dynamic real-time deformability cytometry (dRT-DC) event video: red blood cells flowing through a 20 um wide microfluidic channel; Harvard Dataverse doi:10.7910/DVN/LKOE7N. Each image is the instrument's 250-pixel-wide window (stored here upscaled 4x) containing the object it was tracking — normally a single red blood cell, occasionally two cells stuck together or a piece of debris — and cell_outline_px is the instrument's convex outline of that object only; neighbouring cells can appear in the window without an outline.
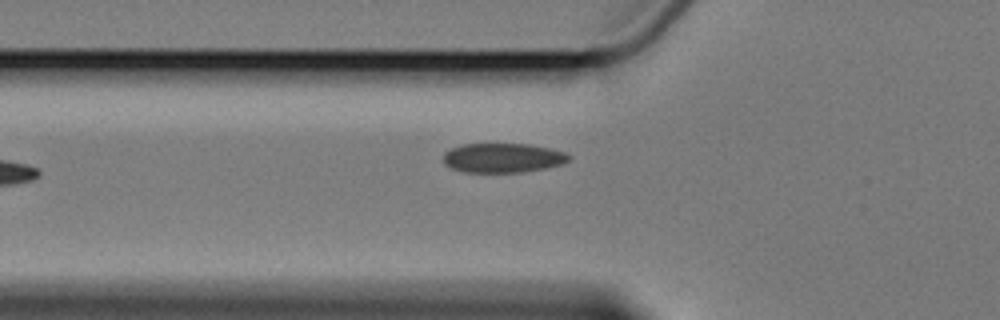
{"species": "Egyptian fruit bat (a non-hibernating species)", "species_latin": "Rousettus aegyptiacus", "temperature_condition": "cold", "stored_images_in_passage": 6, "camera_frame_rate_fps": 3000, "um_per_image_px": 0.085, "animal": {"sex": "female"}, "frame": {"image": 1, "passage_image": 6, "time_ms": 7.0, "image_size_px": [1000, 320], "cell_outline_px": [[572, 156], [568, 160], [560, 164], [544, 168], [520, 172], [464, 172], [452, 168], [444, 164], [444, 152], [452, 148], [464, 144], [528, 144], [552, 148], [564, 152]], "centroid_in_image_um": [42.73, 13.41], "position_along_channel_um": 83.1, "area_um2": 21.39}}